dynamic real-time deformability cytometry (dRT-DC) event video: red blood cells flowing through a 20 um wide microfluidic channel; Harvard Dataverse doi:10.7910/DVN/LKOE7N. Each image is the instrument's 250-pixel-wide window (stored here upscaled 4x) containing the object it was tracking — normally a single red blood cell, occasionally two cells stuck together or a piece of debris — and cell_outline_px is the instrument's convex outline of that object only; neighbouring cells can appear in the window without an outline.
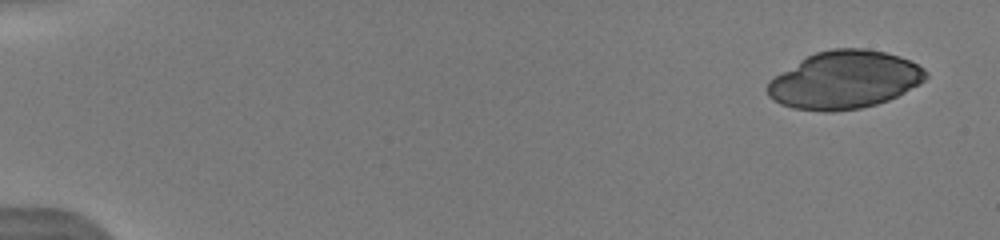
{"species": "human", "species_latin": "Homo sapiens", "temperature_condition": "warm", "stored_images_in_passage": 75, "camera_frame_rate_fps": 3000, "um_per_image_px": 0.085, "donor": {"sex": "male"}, "frame": {"image": 1, "passage_image": 1, "time_ms": 0.0, "image_size_px": [1000, 240], "cell_outline_px": [[928, 76], [920, 84], [888, 100], [876, 104], [860, 108], [832, 112], [824, 112], [792, 108], [780, 104], [772, 100], [768, 96], [768, 80], [800, 60], [816, 52], [832, 48], [864, 48], [884, 52], [900, 56], [924, 68], [928, 72]], "centroid_in_image_um": [71.77, 6.8], "position_along_channel_um": 13.2, "area_um2": 53.29}}